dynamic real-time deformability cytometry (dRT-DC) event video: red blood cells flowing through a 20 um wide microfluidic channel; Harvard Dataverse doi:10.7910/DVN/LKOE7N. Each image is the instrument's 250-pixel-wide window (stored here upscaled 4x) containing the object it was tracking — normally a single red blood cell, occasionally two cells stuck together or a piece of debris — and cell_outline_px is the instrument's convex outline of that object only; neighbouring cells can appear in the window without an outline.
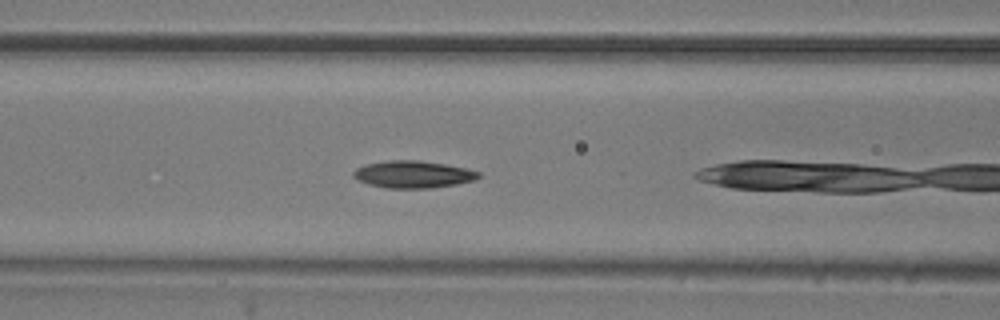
{"species": "common noctule bat (a hibernating species)", "species_latin": "Nyctalus noctula", "temperature_condition": "room temperature", "stored_images_in_passage": 8, "camera_frame_rate_fps": 3000, "um_per_image_px": 0.085, "animal": {"sex": "male", "body_mass_g": 20.5, "forearm_length_mm": 52.5}, "frame": {"image": 1, "passage_image": 4, "time_ms": 1.0, "image_size_px": [1000, 320], "cell_outline_px": [[480, 176], [476, 180], [456, 184], [432, 188], [384, 188], [368, 184], [352, 176], [352, 172], [356, 168], [364, 164], [388, 160], [420, 160], [468, 168], [480, 172]], "centroid_in_image_um": [35.11, 14.82], "position_along_channel_um": 131.5, "area_um2": 20.0}}
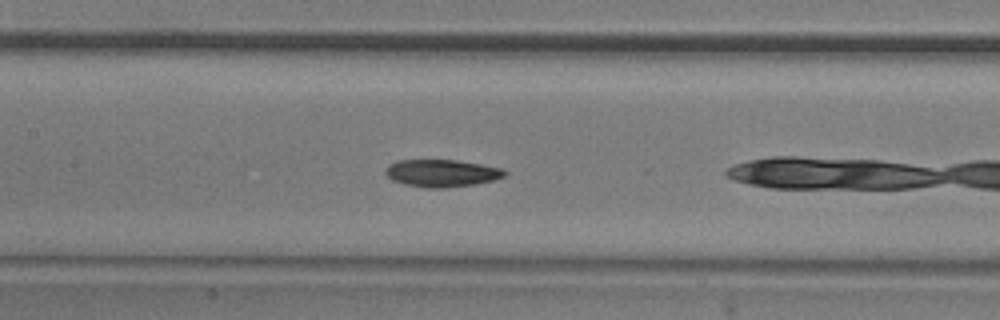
{"frame": {"image": 2, "passage_image": 7, "time_ms": 2.0, "image_size_px": [1000, 320], "cell_outline_px": [[508, 172], [504, 176], [492, 180], [476, 184], [444, 188], [424, 188], [404, 184], [392, 180], [384, 172], [384, 168], [388, 164], [396, 160], [456, 160], [504, 168]], "centroid_in_image_um": [37.52, 14.71], "position_along_channel_um": 169.9, "area_um2": 19.19}}